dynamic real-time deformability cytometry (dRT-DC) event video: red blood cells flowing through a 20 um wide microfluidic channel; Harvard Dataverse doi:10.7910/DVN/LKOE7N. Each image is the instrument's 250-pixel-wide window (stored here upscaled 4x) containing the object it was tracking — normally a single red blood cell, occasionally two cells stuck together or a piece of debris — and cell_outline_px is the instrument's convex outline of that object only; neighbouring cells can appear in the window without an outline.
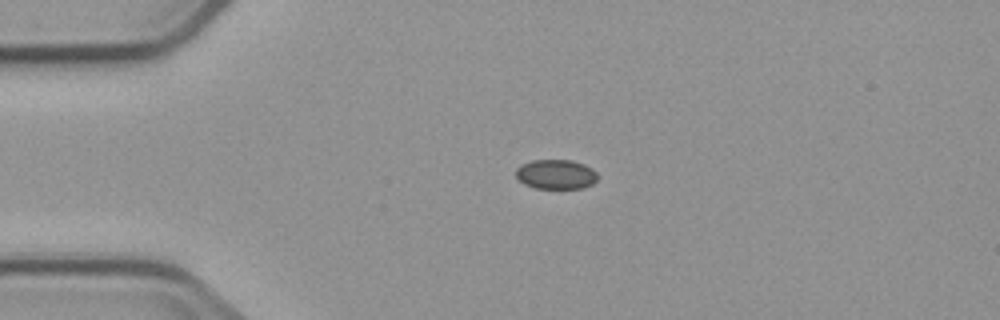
{"species": "common noctule bat (a hibernating species)", "species_latin": "Nyctalus noctula", "temperature_condition": "cold", "stored_images_in_passage": 3, "camera_frame_rate_fps": 3000, "um_per_image_px": 0.085, "animal": {"sex": "male", "body_mass_g": 23.1, "forearm_length_mm": 52.7}, "frame": {"image": 1, "passage_image": 2, "time_ms": 1.0, "image_size_px": [1000, 320], "cell_outline_px": [[596, 180], [592, 184], [584, 188], [536, 188], [524, 184], [516, 176], [516, 168], [520, 164], [532, 160], [572, 160], [584, 164], [592, 168], [596, 172]], "centroid_in_image_um": [47.24, 14.81], "position_along_channel_um": 37.8, "area_um2": 14.1}}